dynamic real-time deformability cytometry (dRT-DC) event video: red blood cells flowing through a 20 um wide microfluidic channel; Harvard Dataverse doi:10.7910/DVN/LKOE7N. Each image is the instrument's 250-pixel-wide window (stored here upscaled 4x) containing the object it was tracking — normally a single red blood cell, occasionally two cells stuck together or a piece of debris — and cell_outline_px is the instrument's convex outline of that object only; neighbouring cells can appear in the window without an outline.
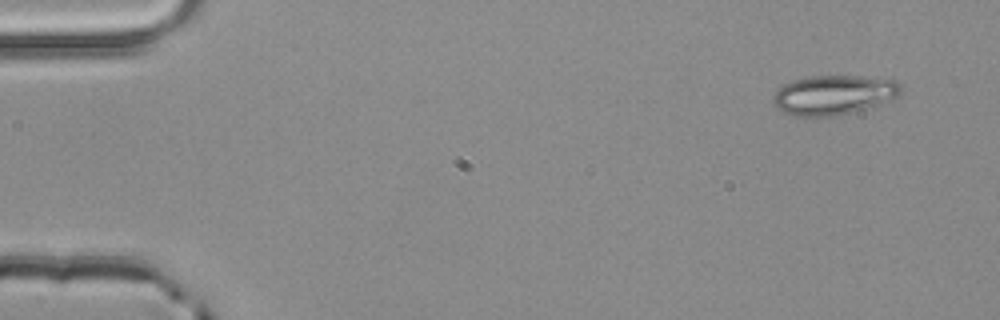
{"species": "common noctule bat (a hibernating species)", "species_latin": "Nyctalus noctula", "temperature_condition": "room temperature", "stored_images_in_passage": 3, "camera_frame_rate_fps": 3000, "um_per_image_px": 0.085, "animal": {"sex": "male", "body_mass_g": 20.4}, "frame": {"image": 1, "passage_image": 1, "time_ms": 0.0, "image_size_px": [1000, 320], "cell_outline_px": [[904, 92], [880, 104], [848, 112], [828, 116], [792, 116], [776, 108], [772, 104], [772, 96], [784, 84], [792, 80], [812, 76], [860, 76], [896, 80], [904, 84]], "centroid_in_image_um": [70.87, 8.05], "position_along_channel_um": 14.1, "area_um2": 29.42}}